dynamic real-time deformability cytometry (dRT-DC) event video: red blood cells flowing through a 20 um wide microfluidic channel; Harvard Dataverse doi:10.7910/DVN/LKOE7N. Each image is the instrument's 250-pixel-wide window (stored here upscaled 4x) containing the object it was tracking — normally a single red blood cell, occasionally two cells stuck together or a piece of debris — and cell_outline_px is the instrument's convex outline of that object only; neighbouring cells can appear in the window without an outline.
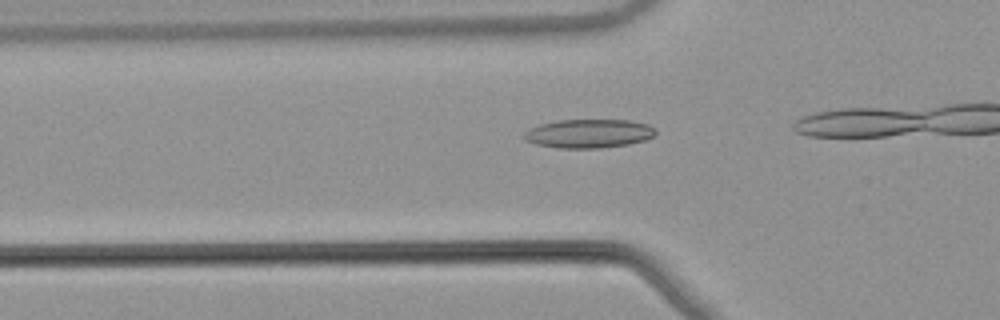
{"species": "common noctule bat (a hibernating species)", "species_latin": "Nyctalus noctula", "temperature_condition": "warm", "stored_images_in_passage": 31, "camera_frame_rate_fps": 3000, "um_per_image_px": 0.085, "animal": {"sex": "male", "body_mass_g": 21.5, "forearm_length_mm": 52.0}, "frame": {"image": 1, "passage_image": 14, "time_ms": 4.333, "image_size_px": [1000, 320], "cell_outline_px": [[656, 132], [652, 136], [644, 140], [628, 144], [600, 148], [556, 148], [536, 144], [524, 140], [524, 132], [528, 128], [540, 124], [556, 120], [628, 120], [648, 124], [656, 128]], "centroid_in_image_um": [50.01, 11.35], "position_along_channel_um": 75.8, "area_um2": 22.14}}